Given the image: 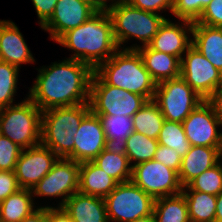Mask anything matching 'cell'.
Here are the masks:
<instances>
[{
  "instance_id": "17",
  "label": "cell",
  "mask_w": 222,
  "mask_h": 222,
  "mask_svg": "<svg viewBox=\"0 0 222 222\" xmlns=\"http://www.w3.org/2000/svg\"><path fill=\"white\" fill-rule=\"evenodd\" d=\"M182 23L181 25L174 24L169 19H165L148 46L153 50L174 55L181 60L192 45V38H189L187 34L192 33L193 30L192 22L182 20Z\"/></svg>"
},
{
  "instance_id": "9",
  "label": "cell",
  "mask_w": 222,
  "mask_h": 222,
  "mask_svg": "<svg viewBox=\"0 0 222 222\" xmlns=\"http://www.w3.org/2000/svg\"><path fill=\"white\" fill-rule=\"evenodd\" d=\"M153 100L166 120L179 123L204 101L182 77L158 83Z\"/></svg>"
},
{
  "instance_id": "34",
  "label": "cell",
  "mask_w": 222,
  "mask_h": 222,
  "mask_svg": "<svg viewBox=\"0 0 222 222\" xmlns=\"http://www.w3.org/2000/svg\"><path fill=\"white\" fill-rule=\"evenodd\" d=\"M212 0H173L172 14L178 19L196 22Z\"/></svg>"
},
{
  "instance_id": "6",
  "label": "cell",
  "mask_w": 222,
  "mask_h": 222,
  "mask_svg": "<svg viewBox=\"0 0 222 222\" xmlns=\"http://www.w3.org/2000/svg\"><path fill=\"white\" fill-rule=\"evenodd\" d=\"M42 111L27 97L0 109V134L22 149L41 143Z\"/></svg>"
},
{
  "instance_id": "18",
  "label": "cell",
  "mask_w": 222,
  "mask_h": 222,
  "mask_svg": "<svg viewBox=\"0 0 222 222\" xmlns=\"http://www.w3.org/2000/svg\"><path fill=\"white\" fill-rule=\"evenodd\" d=\"M0 60L18 68L35 62L22 33L12 21L0 20Z\"/></svg>"
},
{
  "instance_id": "29",
  "label": "cell",
  "mask_w": 222,
  "mask_h": 222,
  "mask_svg": "<svg viewBox=\"0 0 222 222\" xmlns=\"http://www.w3.org/2000/svg\"><path fill=\"white\" fill-rule=\"evenodd\" d=\"M102 123L107 144L110 148L123 149L126 139L134 131L132 117L97 115Z\"/></svg>"
},
{
  "instance_id": "43",
  "label": "cell",
  "mask_w": 222,
  "mask_h": 222,
  "mask_svg": "<svg viewBox=\"0 0 222 222\" xmlns=\"http://www.w3.org/2000/svg\"><path fill=\"white\" fill-rule=\"evenodd\" d=\"M208 101L212 104L216 115L222 122V85L216 89Z\"/></svg>"
},
{
  "instance_id": "13",
  "label": "cell",
  "mask_w": 222,
  "mask_h": 222,
  "mask_svg": "<svg viewBox=\"0 0 222 222\" xmlns=\"http://www.w3.org/2000/svg\"><path fill=\"white\" fill-rule=\"evenodd\" d=\"M182 126L190 145L222 147V132L217 131L222 122L208 100L200 103L182 122Z\"/></svg>"
},
{
  "instance_id": "21",
  "label": "cell",
  "mask_w": 222,
  "mask_h": 222,
  "mask_svg": "<svg viewBox=\"0 0 222 222\" xmlns=\"http://www.w3.org/2000/svg\"><path fill=\"white\" fill-rule=\"evenodd\" d=\"M73 222H108L102 197L74 193L62 206Z\"/></svg>"
},
{
  "instance_id": "27",
  "label": "cell",
  "mask_w": 222,
  "mask_h": 222,
  "mask_svg": "<svg viewBox=\"0 0 222 222\" xmlns=\"http://www.w3.org/2000/svg\"><path fill=\"white\" fill-rule=\"evenodd\" d=\"M153 217L155 222H190L183 193L155 199Z\"/></svg>"
},
{
  "instance_id": "12",
  "label": "cell",
  "mask_w": 222,
  "mask_h": 222,
  "mask_svg": "<svg viewBox=\"0 0 222 222\" xmlns=\"http://www.w3.org/2000/svg\"><path fill=\"white\" fill-rule=\"evenodd\" d=\"M80 163L68 158H58L51 170L31 189L33 196L59 197L62 207L79 189Z\"/></svg>"
},
{
  "instance_id": "30",
  "label": "cell",
  "mask_w": 222,
  "mask_h": 222,
  "mask_svg": "<svg viewBox=\"0 0 222 222\" xmlns=\"http://www.w3.org/2000/svg\"><path fill=\"white\" fill-rule=\"evenodd\" d=\"M158 145L156 139L133 131L126 139V144L122 150L127 155L129 163L133 161L134 165H137L152 160Z\"/></svg>"
},
{
  "instance_id": "41",
  "label": "cell",
  "mask_w": 222,
  "mask_h": 222,
  "mask_svg": "<svg viewBox=\"0 0 222 222\" xmlns=\"http://www.w3.org/2000/svg\"><path fill=\"white\" fill-rule=\"evenodd\" d=\"M48 222H73L62 207H48Z\"/></svg>"
},
{
  "instance_id": "38",
  "label": "cell",
  "mask_w": 222,
  "mask_h": 222,
  "mask_svg": "<svg viewBox=\"0 0 222 222\" xmlns=\"http://www.w3.org/2000/svg\"><path fill=\"white\" fill-rule=\"evenodd\" d=\"M19 189L15 172L0 170V203Z\"/></svg>"
},
{
  "instance_id": "37",
  "label": "cell",
  "mask_w": 222,
  "mask_h": 222,
  "mask_svg": "<svg viewBox=\"0 0 222 222\" xmlns=\"http://www.w3.org/2000/svg\"><path fill=\"white\" fill-rule=\"evenodd\" d=\"M153 159L161 162L176 172H179L180 170L182 157L173 148L159 144Z\"/></svg>"
},
{
  "instance_id": "1",
  "label": "cell",
  "mask_w": 222,
  "mask_h": 222,
  "mask_svg": "<svg viewBox=\"0 0 222 222\" xmlns=\"http://www.w3.org/2000/svg\"><path fill=\"white\" fill-rule=\"evenodd\" d=\"M28 98L41 110L89 103L94 70L76 59L54 62L42 67Z\"/></svg>"
},
{
  "instance_id": "36",
  "label": "cell",
  "mask_w": 222,
  "mask_h": 222,
  "mask_svg": "<svg viewBox=\"0 0 222 222\" xmlns=\"http://www.w3.org/2000/svg\"><path fill=\"white\" fill-rule=\"evenodd\" d=\"M196 22L210 27L222 28V0H212L204 7Z\"/></svg>"
},
{
  "instance_id": "2",
  "label": "cell",
  "mask_w": 222,
  "mask_h": 222,
  "mask_svg": "<svg viewBox=\"0 0 222 222\" xmlns=\"http://www.w3.org/2000/svg\"><path fill=\"white\" fill-rule=\"evenodd\" d=\"M56 42L74 51L69 59L86 63L93 70L119 49L107 12H96L77 28L68 30Z\"/></svg>"
},
{
  "instance_id": "46",
  "label": "cell",
  "mask_w": 222,
  "mask_h": 222,
  "mask_svg": "<svg viewBox=\"0 0 222 222\" xmlns=\"http://www.w3.org/2000/svg\"><path fill=\"white\" fill-rule=\"evenodd\" d=\"M135 222H155V220L153 216H148L145 218L138 219Z\"/></svg>"
},
{
  "instance_id": "32",
  "label": "cell",
  "mask_w": 222,
  "mask_h": 222,
  "mask_svg": "<svg viewBox=\"0 0 222 222\" xmlns=\"http://www.w3.org/2000/svg\"><path fill=\"white\" fill-rule=\"evenodd\" d=\"M17 66L0 60V109L12 104L17 88L18 72Z\"/></svg>"
},
{
  "instance_id": "39",
  "label": "cell",
  "mask_w": 222,
  "mask_h": 222,
  "mask_svg": "<svg viewBox=\"0 0 222 222\" xmlns=\"http://www.w3.org/2000/svg\"><path fill=\"white\" fill-rule=\"evenodd\" d=\"M131 6L141 10L157 13L161 10L168 9L172 13L173 0H125Z\"/></svg>"
},
{
  "instance_id": "31",
  "label": "cell",
  "mask_w": 222,
  "mask_h": 222,
  "mask_svg": "<svg viewBox=\"0 0 222 222\" xmlns=\"http://www.w3.org/2000/svg\"><path fill=\"white\" fill-rule=\"evenodd\" d=\"M160 145L175 149L183 157L190 149V142L185 135L182 123L164 120L157 138Z\"/></svg>"
},
{
  "instance_id": "10",
  "label": "cell",
  "mask_w": 222,
  "mask_h": 222,
  "mask_svg": "<svg viewBox=\"0 0 222 222\" xmlns=\"http://www.w3.org/2000/svg\"><path fill=\"white\" fill-rule=\"evenodd\" d=\"M131 181L154 199L182 192L178 172L154 159L132 165Z\"/></svg>"
},
{
  "instance_id": "24",
  "label": "cell",
  "mask_w": 222,
  "mask_h": 222,
  "mask_svg": "<svg viewBox=\"0 0 222 222\" xmlns=\"http://www.w3.org/2000/svg\"><path fill=\"white\" fill-rule=\"evenodd\" d=\"M118 183L131 181L132 165L122 149L105 148L93 161Z\"/></svg>"
},
{
  "instance_id": "15",
  "label": "cell",
  "mask_w": 222,
  "mask_h": 222,
  "mask_svg": "<svg viewBox=\"0 0 222 222\" xmlns=\"http://www.w3.org/2000/svg\"><path fill=\"white\" fill-rule=\"evenodd\" d=\"M108 147L100 118L90 112L74 135V151L67 157L77 163L93 161Z\"/></svg>"
},
{
  "instance_id": "5",
  "label": "cell",
  "mask_w": 222,
  "mask_h": 222,
  "mask_svg": "<svg viewBox=\"0 0 222 222\" xmlns=\"http://www.w3.org/2000/svg\"><path fill=\"white\" fill-rule=\"evenodd\" d=\"M107 13L111 18L114 38L120 49L123 48L121 45L132 37L140 40L142 46H148L166 19L160 14L133 7L125 0H116Z\"/></svg>"
},
{
  "instance_id": "4",
  "label": "cell",
  "mask_w": 222,
  "mask_h": 222,
  "mask_svg": "<svg viewBox=\"0 0 222 222\" xmlns=\"http://www.w3.org/2000/svg\"><path fill=\"white\" fill-rule=\"evenodd\" d=\"M90 112L89 103L42 111L41 144L67 158L74 151V135Z\"/></svg>"
},
{
  "instance_id": "28",
  "label": "cell",
  "mask_w": 222,
  "mask_h": 222,
  "mask_svg": "<svg viewBox=\"0 0 222 222\" xmlns=\"http://www.w3.org/2000/svg\"><path fill=\"white\" fill-rule=\"evenodd\" d=\"M132 119L134 131L156 140L165 120L158 104L153 99L148 100L143 107L132 116Z\"/></svg>"
},
{
  "instance_id": "20",
  "label": "cell",
  "mask_w": 222,
  "mask_h": 222,
  "mask_svg": "<svg viewBox=\"0 0 222 222\" xmlns=\"http://www.w3.org/2000/svg\"><path fill=\"white\" fill-rule=\"evenodd\" d=\"M123 49L139 52L145 69L157 84L180 77L181 60L174 55L153 50L149 46L136 45Z\"/></svg>"
},
{
  "instance_id": "35",
  "label": "cell",
  "mask_w": 222,
  "mask_h": 222,
  "mask_svg": "<svg viewBox=\"0 0 222 222\" xmlns=\"http://www.w3.org/2000/svg\"><path fill=\"white\" fill-rule=\"evenodd\" d=\"M22 148L0 134V170L14 171Z\"/></svg>"
},
{
  "instance_id": "26",
  "label": "cell",
  "mask_w": 222,
  "mask_h": 222,
  "mask_svg": "<svg viewBox=\"0 0 222 222\" xmlns=\"http://www.w3.org/2000/svg\"><path fill=\"white\" fill-rule=\"evenodd\" d=\"M30 189L20 188L0 203V222H20L34 210Z\"/></svg>"
},
{
  "instance_id": "42",
  "label": "cell",
  "mask_w": 222,
  "mask_h": 222,
  "mask_svg": "<svg viewBox=\"0 0 222 222\" xmlns=\"http://www.w3.org/2000/svg\"><path fill=\"white\" fill-rule=\"evenodd\" d=\"M48 207L36 208L29 216L24 217L20 222H48Z\"/></svg>"
},
{
  "instance_id": "25",
  "label": "cell",
  "mask_w": 222,
  "mask_h": 222,
  "mask_svg": "<svg viewBox=\"0 0 222 222\" xmlns=\"http://www.w3.org/2000/svg\"><path fill=\"white\" fill-rule=\"evenodd\" d=\"M182 193L188 204L190 222H215L216 195L192 190L188 185Z\"/></svg>"
},
{
  "instance_id": "11",
  "label": "cell",
  "mask_w": 222,
  "mask_h": 222,
  "mask_svg": "<svg viewBox=\"0 0 222 222\" xmlns=\"http://www.w3.org/2000/svg\"><path fill=\"white\" fill-rule=\"evenodd\" d=\"M186 57V58H185ZM181 58L180 77L204 100H208L222 85V73L193 45Z\"/></svg>"
},
{
  "instance_id": "16",
  "label": "cell",
  "mask_w": 222,
  "mask_h": 222,
  "mask_svg": "<svg viewBox=\"0 0 222 222\" xmlns=\"http://www.w3.org/2000/svg\"><path fill=\"white\" fill-rule=\"evenodd\" d=\"M97 11L82 0H58L50 19L41 27L57 41L68 30L77 28Z\"/></svg>"
},
{
  "instance_id": "3",
  "label": "cell",
  "mask_w": 222,
  "mask_h": 222,
  "mask_svg": "<svg viewBox=\"0 0 222 222\" xmlns=\"http://www.w3.org/2000/svg\"><path fill=\"white\" fill-rule=\"evenodd\" d=\"M94 72L107 84L130 91L152 100L157 83L145 69L137 50H117L110 59L101 63Z\"/></svg>"
},
{
  "instance_id": "23",
  "label": "cell",
  "mask_w": 222,
  "mask_h": 222,
  "mask_svg": "<svg viewBox=\"0 0 222 222\" xmlns=\"http://www.w3.org/2000/svg\"><path fill=\"white\" fill-rule=\"evenodd\" d=\"M118 182L92 161L80 163L78 192L105 198Z\"/></svg>"
},
{
  "instance_id": "44",
  "label": "cell",
  "mask_w": 222,
  "mask_h": 222,
  "mask_svg": "<svg viewBox=\"0 0 222 222\" xmlns=\"http://www.w3.org/2000/svg\"><path fill=\"white\" fill-rule=\"evenodd\" d=\"M82 1L90 5L97 12H108L109 8L116 2V0H110L113 3L107 5V0H82Z\"/></svg>"
},
{
  "instance_id": "14",
  "label": "cell",
  "mask_w": 222,
  "mask_h": 222,
  "mask_svg": "<svg viewBox=\"0 0 222 222\" xmlns=\"http://www.w3.org/2000/svg\"><path fill=\"white\" fill-rule=\"evenodd\" d=\"M58 158L41 143L28 150L22 149L14 170L20 188L31 190L51 170Z\"/></svg>"
},
{
  "instance_id": "40",
  "label": "cell",
  "mask_w": 222,
  "mask_h": 222,
  "mask_svg": "<svg viewBox=\"0 0 222 222\" xmlns=\"http://www.w3.org/2000/svg\"><path fill=\"white\" fill-rule=\"evenodd\" d=\"M58 0H32L41 27L53 15Z\"/></svg>"
},
{
  "instance_id": "8",
  "label": "cell",
  "mask_w": 222,
  "mask_h": 222,
  "mask_svg": "<svg viewBox=\"0 0 222 222\" xmlns=\"http://www.w3.org/2000/svg\"><path fill=\"white\" fill-rule=\"evenodd\" d=\"M147 101L142 95L107 85L93 72L89 93V105L93 114L132 117Z\"/></svg>"
},
{
  "instance_id": "7",
  "label": "cell",
  "mask_w": 222,
  "mask_h": 222,
  "mask_svg": "<svg viewBox=\"0 0 222 222\" xmlns=\"http://www.w3.org/2000/svg\"><path fill=\"white\" fill-rule=\"evenodd\" d=\"M104 200L108 222H135L153 216L155 199L132 181L118 183Z\"/></svg>"
},
{
  "instance_id": "22",
  "label": "cell",
  "mask_w": 222,
  "mask_h": 222,
  "mask_svg": "<svg viewBox=\"0 0 222 222\" xmlns=\"http://www.w3.org/2000/svg\"><path fill=\"white\" fill-rule=\"evenodd\" d=\"M192 45L222 73V28L193 23Z\"/></svg>"
},
{
  "instance_id": "19",
  "label": "cell",
  "mask_w": 222,
  "mask_h": 222,
  "mask_svg": "<svg viewBox=\"0 0 222 222\" xmlns=\"http://www.w3.org/2000/svg\"><path fill=\"white\" fill-rule=\"evenodd\" d=\"M222 159V147L190 146L182 157L178 172L181 185L187 186L205 170L212 168Z\"/></svg>"
},
{
  "instance_id": "45",
  "label": "cell",
  "mask_w": 222,
  "mask_h": 222,
  "mask_svg": "<svg viewBox=\"0 0 222 222\" xmlns=\"http://www.w3.org/2000/svg\"><path fill=\"white\" fill-rule=\"evenodd\" d=\"M215 222H222V191L217 195Z\"/></svg>"
},
{
  "instance_id": "33",
  "label": "cell",
  "mask_w": 222,
  "mask_h": 222,
  "mask_svg": "<svg viewBox=\"0 0 222 222\" xmlns=\"http://www.w3.org/2000/svg\"><path fill=\"white\" fill-rule=\"evenodd\" d=\"M188 186L192 190L217 196L222 191V161L202 172Z\"/></svg>"
}]
</instances>
